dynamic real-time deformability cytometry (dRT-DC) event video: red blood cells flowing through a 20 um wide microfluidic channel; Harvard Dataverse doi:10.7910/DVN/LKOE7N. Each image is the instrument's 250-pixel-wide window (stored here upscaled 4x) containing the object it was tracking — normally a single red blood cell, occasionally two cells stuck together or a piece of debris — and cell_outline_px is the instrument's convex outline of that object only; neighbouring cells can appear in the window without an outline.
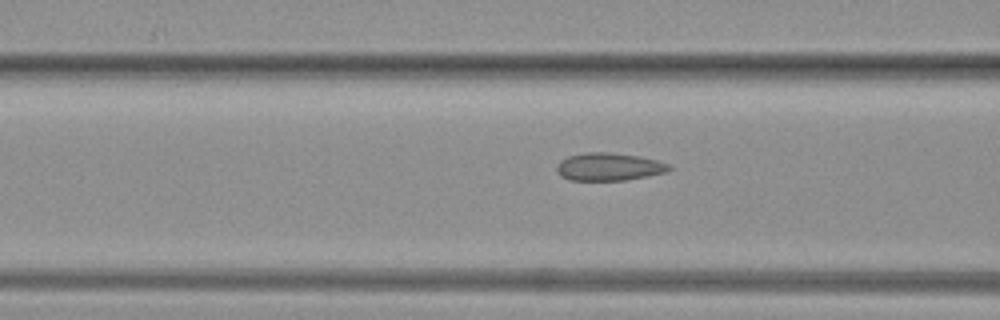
{"species": "common noctule bat (a hibernating species)", "species_latin": "Nyctalus noctula", "temperature_condition": "warm", "stored_images_in_passage": 11, "camera_frame_rate_fps": 3000, "um_per_image_px": 0.085, "animal": {"sex": "female", "body_mass_g": 19.3, "forearm_length_mm": 54.1}, "frame": {"image": 1, "passage_image": 10, "time_ms": 3.0, "image_size_px": [1000, 320], "cell_outline_px": [[676, 168], [668, 172], [648, 176], [624, 180], [568, 180], [560, 176], [556, 172], [556, 164], [560, 160], [568, 156], [584, 152], [608, 152], [640, 156], [656, 160], [668, 164]], "centroid_in_image_um": [51.75, 14.17], "position_along_channel_um": 114.8, "area_um2": 18.5}}